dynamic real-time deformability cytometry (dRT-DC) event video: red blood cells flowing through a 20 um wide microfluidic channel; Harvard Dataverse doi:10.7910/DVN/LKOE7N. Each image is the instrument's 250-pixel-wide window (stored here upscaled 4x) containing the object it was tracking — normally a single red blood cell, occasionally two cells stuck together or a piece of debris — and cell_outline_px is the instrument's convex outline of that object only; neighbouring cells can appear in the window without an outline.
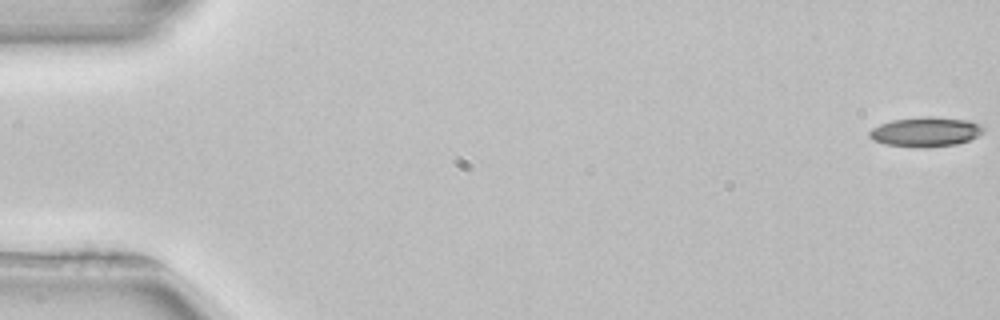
{"species": "common noctule bat (a hibernating species)", "species_latin": "Nyctalus noctula", "temperature_condition": "room temperature", "stored_images_in_passage": 48, "camera_frame_rate_fps": 3000, "um_per_image_px": 0.085, "animal": {"sex": "female", "body_mass_g": 22.7, "forearm_length_mm": 54.2}, "frame": {"image": 1, "passage_image": 1, "time_ms": 0.0, "image_size_px": [1000, 320], "cell_outline_px": [[984, 132], [968, 140], [956, 144], [928, 148], [912, 148], [884, 144], [872, 140], [868, 136], [868, 132], [872, 128], [880, 124], [892, 120], [924, 116], [932, 116], [968, 120], [980, 124], [984, 128]], "centroid_in_image_um": [78.64, 11.22], "position_along_channel_um": 6.4, "area_um2": 20.0}}
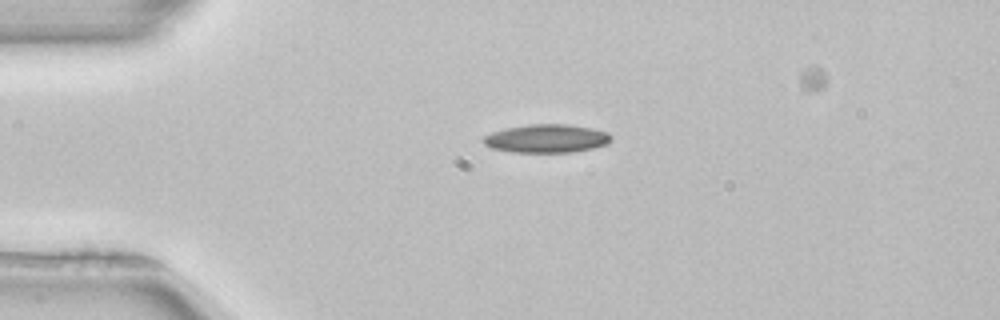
{"frame": {"image": 2, "passage_image": 13, "time_ms": 4.0, "image_size_px": [1000, 320], "cell_outline_px": [[612, 140], [608, 144], [592, 148], [572, 152], [512, 152], [488, 148], [480, 140], [484, 136], [492, 132], [504, 128], [528, 124], [568, 124], [592, 128], [608, 132], [612, 136]], "centroid_in_image_um": [46.43, 11.77], "position_along_channel_um": 38.6, "area_um2": 21.44}}
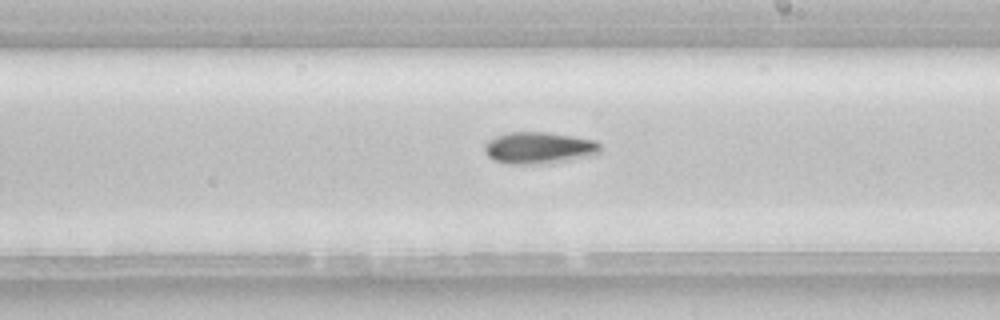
{"frame": {"image": 3, "passage_image": 31, "time_ms": 10.0, "image_size_px": [1000, 320], "cell_outline_px": [[600, 152], [596, 156], [552, 164], [508, 164], [492, 160], [484, 152], [484, 148], [488, 140], [496, 136], [508, 132], [548, 132], [596, 140], [600, 144]], "centroid_in_image_um": [45.86, 12.59], "position_along_channel_um": 243.1, "area_um2": 22.02}}